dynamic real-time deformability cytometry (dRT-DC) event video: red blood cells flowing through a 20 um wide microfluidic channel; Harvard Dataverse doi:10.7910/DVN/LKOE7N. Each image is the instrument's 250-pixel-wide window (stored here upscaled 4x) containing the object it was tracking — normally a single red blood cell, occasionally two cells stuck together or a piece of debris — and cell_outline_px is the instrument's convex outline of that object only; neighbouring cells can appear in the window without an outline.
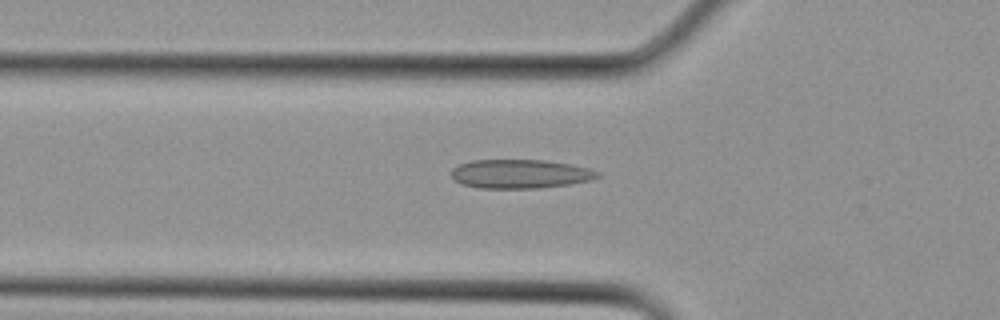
{"species": "Egyptian fruit bat (a non-hibernating species)", "species_latin": "Rousettus aegyptiacus", "temperature_condition": "cold", "stored_images_in_passage": 3, "camera_frame_rate_fps": 3000, "um_per_image_px": 0.085, "animal": {"sex": "female"}, "frame": {"image": 1, "passage_image": 3, "time_ms": 0.667, "image_size_px": [1000, 320], "cell_outline_px": [[600, 176], [592, 180], [568, 184], [540, 188], [480, 188], [460, 184], [452, 176], [452, 168], [460, 164], [472, 160], [544, 160], [572, 164], [588, 168], [600, 172]], "centroid_in_image_um": [44.23, 14.78], "position_along_channel_um": 81.6, "area_um2": 24.68}}